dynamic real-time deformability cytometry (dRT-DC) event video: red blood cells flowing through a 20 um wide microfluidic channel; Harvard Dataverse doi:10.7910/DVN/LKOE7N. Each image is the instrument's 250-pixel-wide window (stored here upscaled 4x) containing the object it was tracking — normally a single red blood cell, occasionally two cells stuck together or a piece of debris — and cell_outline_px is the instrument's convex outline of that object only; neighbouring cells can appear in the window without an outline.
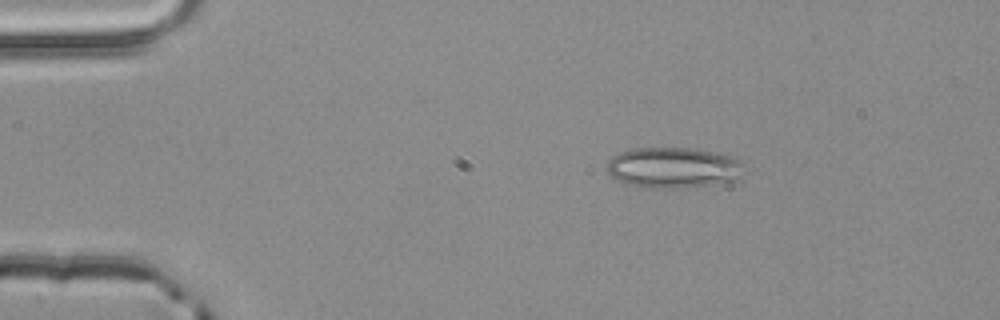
{"species": "common noctule bat (a hibernating species)", "species_latin": "Nyctalus noctula", "temperature_condition": "room temperature", "stored_images_in_passage": 4, "segment_of_instrument_passage": [1, 2], "camera_frame_rate_fps": 3000, "um_per_image_px": 0.085, "animal": {"sex": "male", "body_mass_g": 20.4}, "frame": {"image": 1, "passage_image": 2, "time_ms": 0.333, "image_size_px": [1000, 320], "cell_outline_px": [[744, 164], [740, 176], [736, 180], [720, 184], [684, 188], [652, 188], [628, 184], [612, 176], [608, 172], [608, 160], [612, 156], [620, 152], [632, 148], [692, 148], [724, 152], [740, 160]], "centroid_in_image_um": [57.31, 14.24], "position_along_channel_um": 27.7, "area_um2": 33.0}}